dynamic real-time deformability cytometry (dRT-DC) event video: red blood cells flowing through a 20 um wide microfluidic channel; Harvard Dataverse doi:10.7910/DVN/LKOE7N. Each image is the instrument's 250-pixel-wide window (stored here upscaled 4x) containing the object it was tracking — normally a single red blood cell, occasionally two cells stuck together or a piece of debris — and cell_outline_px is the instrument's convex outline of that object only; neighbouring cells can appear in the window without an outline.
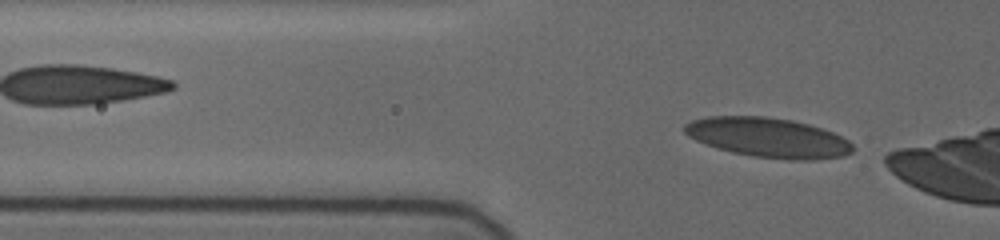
{"species": "human", "species_latin": "Homo sapiens", "temperature_condition": "cold", "stored_images_in_passage": 10, "segment_of_instrument_passage": [2, 2], "camera_frame_rate_fps": 3000, "um_per_image_px": 0.085, "donor": {"sex": "female"}, "frame": {"image": 1, "passage_image": 10, "time_ms": 6.667, "image_size_px": [1000, 240], "cell_outline_px": [[852, 152], [844, 156], [812, 160], [788, 160], [752, 156], [732, 152], [716, 148], [696, 140], [688, 136], [684, 132], [684, 124], [692, 120], [708, 116], [764, 116], [792, 120], [808, 124], [832, 132], [848, 140], [852, 144]], "centroid_in_image_um": [65.28, 11.7], "position_along_channel_um": 60.5, "area_um2": 38.9}}